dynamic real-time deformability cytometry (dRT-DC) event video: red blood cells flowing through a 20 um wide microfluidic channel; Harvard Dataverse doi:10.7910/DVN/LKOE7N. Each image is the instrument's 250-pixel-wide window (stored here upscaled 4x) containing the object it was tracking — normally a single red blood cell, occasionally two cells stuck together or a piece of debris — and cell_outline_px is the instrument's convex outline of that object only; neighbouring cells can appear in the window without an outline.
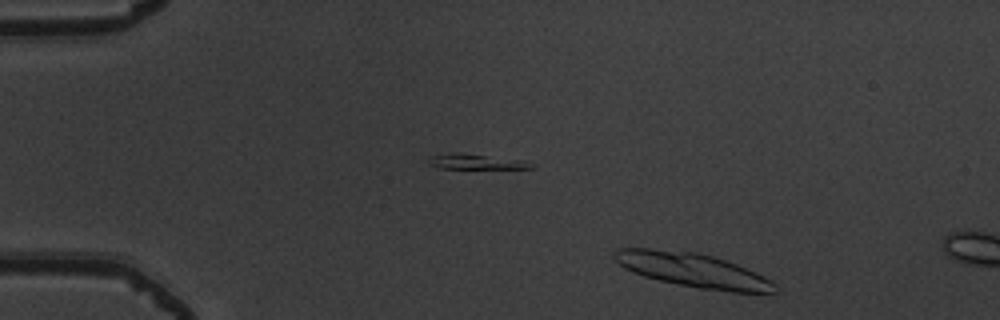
{"species": "common noctule bat (a hibernating species)", "species_latin": "Nyctalus noctula", "temperature_condition": "warm", "stored_images_in_passage": 5, "camera_frame_rate_fps": 3000, "um_per_image_px": 0.085, "animal": {"sex": "male", "body_mass_g": 19.5, "forearm_length_mm": 54.6}, "frame": {"image": 1, "passage_image": 1, "time_ms": 0.0, "image_size_px": [1000, 320], "cell_outline_px": [[776, 292], [732, 292], [700, 288], [660, 280], [644, 276], [624, 268], [612, 256], [612, 252], [616, 248], [652, 248], [696, 252], [712, 256], [736, 264], [756, 272], [764, 276], [776, 284]], "centroid_in_image_um": [58.86, 22.94], "position_along_channel_um": 26.1, "area_um2": 31.62}}